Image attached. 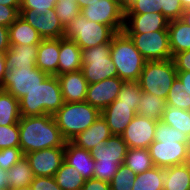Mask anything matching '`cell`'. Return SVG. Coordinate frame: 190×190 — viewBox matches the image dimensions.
<instances>
[{"mask_svg": "<svg viewBox=\"0 0 190 190\" xmlns=\"http://www.w3.org/2000/svg\"><path fill=\"white\" fill-rule=\"evenodd\" d=\"M167 106L190 111V95L182 91V82L176 77L166 98Z\"/></svg>", "mask_w": 190, "mask_h": 190, "instance_id": "d590c367", "label": "cell"}, {"mask_svg": "<svg viewBox=\"0 0 190 190\" xmlns=\"http://www.w3.org/2000/svg\"><path fill=\"white\" fill-rule=\"evenodd\" d=\"M9 47V28L0 25V53L5 54Z\"/></svg>", "mask_w": 190, "mask_h": 190, "instance_id": "c3c4849f", "label": "cell"}, {"mask_svg": "<svg viewBox=\"0 0 190 190\" xmlns=\"http://www.w3.org/2000/svg\"><path fill=\"white\" fill-rule=\"evenodd\" d=\"M82 68V49L73 41L60 38L58 75L80 71Z\"/></svg>", "mask_w": 190, "mask_h": 190, "instance_id": "603a6c76", "label": "cell"}, {"mask_svg": "<svg viewBox=\"0 0 190 190\" xmlns=\"http://www.w3.org/2000/svg\"><path fill=\"white\" fill-rule=\"evenodd\" d=\"M181 20L190 26V8H187L184 10V12L182 13V17Z\"/></svg>", "mask_w": 190, "mask_h": 190, "instance_id": "db71d44e", "label": "cell"}, {"mask_svg": "<svg viewBox=\"0 0 190 190\" xmlns=\"http://www.w3.org/2000/svg\"><path fill=\"white\" fill-rule=\"evenodd\" d=\"M111 43L100 44L82 50L81 71L88 85L117 77L116 66L111 58Z\"/></svg>", "mask_w": 190, "mask_h": 190, "instance_id": "9c48e42d", "label": "cell"}, {"mask_svg": "<svg viewBox=\"0 0 190 190\" xmlns=\"http://www.w3.org/2000/svg\"><path fill=\"white\" fill-rule=\"evenodd\" d=\"M54 10L64 28L81 13L76 0H57Z\"/></svg>", "mask_w": 190, "mask_h": 190, "instance_id": "8d00e7d4", "label": "cell"}, {"mask_svg": "<svg viewBox=\"0 0 190 190\" xmlns=\"http://www.w3.org/2000/svg\"><path fill=\"white\" fill-rule=\"evenodd\" d=\"M8 28L10 45H39L43 40L41 35L20 15Z\"/></svg>", "mask_w": 190, "mask_h": 190, "instance_id": "d4e9b609", "label": "cell"}, {"mask_svg": "<svg viewBox=\"0 0 190 190\" xmlns=\"http://www.w3.org/2000/svg\"><path fill=\"white\" fill-rule=\"evenodd\" d=\"M123 80L112 77L88 85L86 102L102 112L107 106L117 99Z\"/></svg>", "mask_w": 190, "mask_h": 190, "instance_id": "2e32d148", "label": "cell"}, {"mask_svg": "<svg viewBox=\"0 0 190 190\" xmlns=\"http://www.w3.org/2000/svg\"><path fill=\"white\" fill-rule=\"evenodd\" d=\"M35 177H53L64 162V147H52L25 155Z\"/></svg>", "mask_w": 190, "mask_h": 190, "instance_id": "9a60e30c", "label": "cell"}, {"mask_svg": "<svg viewBox=\"0 0 190 190\" xmlns=\"http://www.w3.org/2000/svg\"><path fill=\"white\" fill-rule=\"evenodd\" d=\"M38 45H10L4 54L7 69L35 68Z\"/></svg>", "mask_w": 190, "mask_h": 190, "instance_id": "cb8c5ba5", "label": "cell"}, {"mask_svg": "<svg viewBox=\"0 0 190 190\" xmlns=\"http://www.w3.org/2000/svg\"><path fill=\"white\" fill-rule=\"evenodd\" d=\"M30 187L32 190H62L57 185L54 177L49 176L34 177Z\"/></svg>", "mask_w": 190, "mask_h": 190, "instance_id": "ee69618b", "label": "cell"}, {"mask_svg": "<svg viewBox=\"0 0 190 190\" xmlns=\"http://www.w3.org/2000/svg\"><path fill=\"white\" fill-rule=\"evenodd\" d=\"M20 13L14 8L0 4V25L9 27L12 25Z\"/></svg>", "mask_w": 190, "mask_h": 190, "instance_id": "f6af8a7d", "label": "cell"}, {"mask_svg": "<svg viewBox=\"0 0 190 190\" xmlns=\"http://www.w3.org/2000/svg\"><path fill=\"white\" fill-rule=\"evenodd\" d=\"M19 125H0V149L8 147H19Z\"/></svg>", "mask_w": 190, "mask_h": 190, "instance_id": "ab89813d", "label": "cell"}, {"mask_svg": "<svg viewBox=\"0 0 190 190\" xmlns=\"http://www.w3.org/2000/svg\"><path fill=\"white\" fill-rule=\"evenodd\" d=\"M64 102L75 103L86 100L88 82L83 72L76 71L57 75Z\"/></svg>", "mask_w": 190, "mask_h": 190, "instance_id": "d6986e66", "label": "cell"}, {"mask_svg": "<svg viewBox=\"0 0 190 190\" xmlns=\"http://www.w3.org/2000/svg\"><path fill=\"white\" fill-rule=\"evenodd\" d=\"M81 190H111L110 183L95 178L85 180Z\"/></svg>", "mask_w": 190, "mask_h": 190, "instance_id": "7dc6e473", "label": "cell"}, {"mask_svg": "<svg viewBox=\"0 0 190 190\" xmlns=\"http://www.w3.org/2000/svg\"><path fill=\"white\" fill-rule=\"evenodd\" d=\"M136 174L124 164H121L110 182L111 190H132Z\"/></svg>", "mask_w": 190, "mask_h": 190, "instance_id": "74e56055", "label": "cell"}, {"mask_svg": "<svg viewBox=\"0 0 190 190\" xmlns=\"http://www.w3.org/2000/svg\"><path fill=\"white\" fill-rule=\"evenodd\" d=\"M169 20L157 12L125 14L123 31L126 34H144L168 29Z\"/></svg>", "mask_w": 190, "mask_h": 190, "instance_id": "e0dca14e", "label": "cell"}, {"mask_svg": "<svg viewBox=\"0 0 190 190\" xmlns=\"http://www.w3.org/2000/svg\"><path fill=\"white\" fill-rule=\"evenodd\" d=\"M112 136L109 126L100 115L85 131L70 140L76 147L90 151L100 141L108 140Z\"/></svg>", "mask_w": 190, "mask_h": 190, "instance_id": "44dd1931", "label": "cell"}, {"mask_svg": "<svg viewBox=\"0 0 190 190\" xmlns=\"http://www.w3.org/2000/svg\"><path fill=\"white\" fill-rule=\"evenodd\" d=\"M90 21L111 27L116 33L123 31L125 9L120 0H99L81 9Z\"/></svg>", "mask_w": 190, "mask_h": 190, "instance_id": "7c38bea8", "label": "cell"}, {"mask_svg": "<svg viewBox=\"0 0 190 190\" xmlns=\"http://www.w3.org/2000/svg\"><path fill=\"white\" fill-rule=\"evenodd\" d=\"M184 9L190 8V0H180Z\"/></svg>", "mask_w": 190, "mask_h": 190, "instance_id": "9f6ffc18", "label": "cell"}, {"mask_svg": "<svg viewBox=\"0 0 190 190\" xmlns=\"http://www.w3.org/2000/svg\"><path fill=\"white\" fill-rule=\"evenodd\" d=\"M20 16L30 24L43 39L64 38V30L61 21L56 16L55 10L39 14L32 9H20Z\"/></svg>", "mask_w": 190, "mask_h": 190, "instance_id": "4fadbf2b", "label": "cell"}, {"mask_svg": "<svg viewBox=\"0 0 190 190\" xmlns=\"http://www.w3.org/2000/svg\"><path fill=\"white\" fill-rule=\"evenodd\" d=\"M9 190H32V189L29 185V186H23V187L10 188Z\"/></svg>", "mask_w": 190, "mask_h": 190, "instance_id": "680465c9", "label": "cell"}, {"mask_svg": "<svg viewBox=\"0 0 190 190\" xmlns=\"http://www.w3.org/2000/svg\"><path fill=\"white\" fill-rule=\"evenodd\" d=\"M101 112L86 101L64 105L53 115L63 138L70 141L77 134L89 128Z\"/></svg>", "mask_w": 190, "mask_h": 190, "instance_id": "8992f818", "label": "cell"}, {"mask_svg": "<svg viewBox=\"0 0 190 190\" xmlns=\"http://www.w3.org/2000/svg\"><path fill=\"white\" fill-rule=\"evenodd\" d=\"M57 0H21L20 9H32L41 13H47L54 9Z\"/></svg>", "mask_w": 190, "mask_h": 190, "instance_id": "7bdbcfd3", "label": "cell"}, {"mask_svg": "<svg viewBox=\"0 0 190 190\" xmlns=\"http://www.w3.org/2000/svg\"><path fill=\"white\" fill-rule=\"evenodd\" d=\"M133 0H120L121 6L125 9Z\"/></svg>", "mask_w": 190, "mask_h": 190, "instance_id": "6f0895ef", "label": "cell"}, {"mask_svg": "<svg viewBox=\"0 0 190 190\" xmlns=\"http://www.w3.org/2000/svg\"><path fill=\"white\" fill-rule=\"evenodd\" d=\"M157 121L138 114L131 120L121 137L128 148H149L154 141Z\"/></svg>", "mask_w": 190, "mask_h": 190, "instance_id": "5bb4252c", "label": "cell"}, {"mask_svg": "<svg viewBox=\"0 0 190 190\" xmlns=\"http://www.w3.org/2000/svg\"><path fill=\"white\" fill-rule=\"evenodd\" d=\"M128 150L127 143L120 135H112L100 141L89 152L95 160L93 178L111 182L118 168L123 164Z\"/></svg>", "mask_w": 190, "mask_h": 190, "instance_id": "5b68a950", "label": "cell"}, {"mask_svg": "<svg viewBox=\"0 0 190 190\" xmlns=\"http://www.w3.org/2000/svg\"><path fill=\"white\" fill-rule=\"evenodd\" d=\"M60 38L43 39L37 48L36 67L48 75H58Z\"/></svg>", "mask_w": 190, "mask_h": 190, "instance_id": "ffe728a7", "label": "cell"}, {"mask_svg": "<svg viewBox=\"0 0 190 190\" xmlns=\"http://www.w3.org/2000/svg\"><path fill=\"white\" fill-rule=\"evenodd\" d=\"M162 14L169 20L181 19L184 8L180 0H161Z\"/></svg>", "mask_w": 190, "mask_h": 190, "instance_id": "b9f144b4", "label": "cell"}, {"mask_svg": "<svg viewBox=\"0 0 190 190\" xmlns=\"http://www.w3.org/2000/svg\"><path fill=\"white\" fill-rule=\"evenodd\" d=\"M0 4L14 7L19 12L21 7V0H0Z\"/></svg>", "mask_w": 190, "mask_h": 190, "instance_id": "f5cc1de1", "label": "cell"}, {"mask_svg": "<svg viewBox=\"0 0 190 190\" xmlns=\"http://www.w3.org/2000/svg\"><path fill=\"white\" fill-rule=\"evenodd\" d=\"M7 73L6 61L3 53H0V87L2 85L4 76Z\"/></svg>", "mask_w": 190, "mask_h": 190, "instance_id": "816d5d0a", "label": "cell"}, {"mask_svg": "<svg viewBox=\"0 0 190 190\" xmlns=\"http://www.w3.org/2000/svg\"><path fill=\"white\" fill-rule=\"evenodd\" d=\"M64 103L57 76L48 75L40 85L19 99L20 115L24 117L54 115Z\"/></svg>", "mask_w": 190, "mask_h": 190, "instance_id": "3957f363", "label": "cell"}, {"mask_svg": "<svg viewBox=\"0 0 190 190\" xmlns=\"http://www.w3.org/2000/svg\"><path fill=\"white\" fill-rule=\"evenodd\" d=\"M169 45L172 57L183 51L190 50V26L181 19L169 21Z\"/></svg>", "mask_w": 190, "mask_h": 190, "instance_id": "484cf974", "label": "cell"}, {"mask_svg": "<svg viewBox=\"0 0 190 190\" xmlns=\"http://www.w3.org/2000/svg\"><path fill=\"white\" fill-rule=\"evenodd\" d=\"M24 157L20 147H8L0 149V168L9 170L14 164Z\"/></svg>", "mask_w": 190, "mask_h": 190, "instance_id": "60d3db41", "label": "cell"}, {"mask_svg": "<svg viewBox=\"0 0 190 190\" xmlns=\"http://www.w3.org/2000/svg\"><path fill=\"white\" fill-rule=\"evenodd\" d=\"M47 76L48 74L38 67L7 69L0 89L9 92L19 100L40 85Z\"/></svg>", "mask_w": 190, "mask_h": 190, "instance_id": "8fae6325", "label": "cell"}, {"mask_svg": "<svg viewBox=\"0 0 190 190\" xmlns=\"http://www.w3.org/2000/svg\"><path fill=\"white\" fill-rule=\"evenodd\" d=\"M177 77L182 82V91L190 95V72H177Z\"/></svg>", "mask_w": 190, "mask_h": 190, "instance_id": "681fc988", "label": "cell"}, {"mask_svg": "<svg viewBox=\"0 0 190 190\" xmlns=\"http://www.w3.org/2000/svg\"><path fill=\"white\" fill-rule=\"evenodd\" d=\"M19 100L0 89V125H13L20 121Z\"/></svg>", "mask_w": 190, "mask_h": 190, "instance_id": "83f0119b", "label": "cell"}, {"mask_svg": "<svg viewBox=\"0 0 190 190\" xmlns=\"http://www.w3.org/2000/svg\"><path fill=\"white\" fill-rule=\"evenodd\" d=\"M172 60L177 72H190V50L175 54Z\"/></svg>", "mask_w": 190, "mask_h": 190, "instance_id": "bcb514c9", "label": "cell"}, {"mask_svg": "<svg viewBox=\"0 0 190 190\" xmlns=\"http://www.w3.org/2000/svg\"><path fill=\"white\" fill-rule=\"evenodd\" d=\"M123 164L136 175L154 167V163L147 148H128Z\"/></svg>", "mask_w": 190, "mask_h": 190, "instance_id": "1f68e13d", "label": "cell"}, {"mask_svg": "<svg viewBox=\"0 0 190 190\" xmlns=\"http://www.w3.org/2000/svg\"><path fill=\"white\" fill-rule=\"evenodd\" d=\"M19 125V147L24 156L30 152L52 147H65L63 138L53 115L21 116Z\"/></svg>", "mask_w": 190, "mask_h": 190, "instance_id": "7a4b0ae2", "label": "cell"}, {"mask_svg": "<svg viewBox=\"0 0 190 190\" xmlns=\"http://www.w3.org/2000/svg\"><path fill=\"white\" fill-rule=\"evenodd\" d=\"M162 13L161 0H133L126 8L125 14Z\"/></svg>", "mask_w": 190, "mask_h": 190, "instance_id": "f35d334b", "label": "cell"}, {"mask_svg": "<svg viewBox=\"0 0 190 190\" xmlns=\"http://www.w3.org/2000/svg\"><path fill=\"white\" fill-rule=\"evenodd\" d=\"M166 106V99L143 92L137 114L160 121Z\"/></svg>", "mask_w": 190, "mask_h": 190, "instance_id": "f1b7e54d", "label": "cell"}, {"mask_svg": "<svg viewBox=\"0 0 190 190\" xmlns=\"http://www.w3.org/2000/svg\"><path fill=\"white\" fill-rule=\"evenodd\" d=\"M115 34L111 27L90 21L81 13L64 30V38L73 40L82 50L111 43Z\"/></svg>", "mask_w": 190, "mask_h": 190, "instance_id": "52a82bcc", "label": "cell"}, {"mask_svg": "<svg viewBox=\"0 0 190 190\" xmlns=\"http://www.w3.org/2000/svg\"><path fill=\"white\" fill-rule=\"evenodd\" d=\"M142 93L138 81H124L116 100L118 104L134 105L138 109Z\"/></svg>", "mask_w": 190, "mask_h": 190, "instance_id": "e575fe53", "label": "cell"}, {"mask_svg": "<svg viewBox=\"0 0 190 190\" xmlns=\"http://www.w3.org/2000/svg\"><path fill=\"white\" fill-rule=\"evenodd\" d=\"M111 58L117 77L123 81H138L146 60L136 49L133 40L124 32H117L111 41Z\"/></svg>", "mask_w": 190, "mask_h": 190, "instance_id": "277c9868", "label": "cell"}, {"mask_svg": "<svg viewBox=\"0 0 190 190\" xmlns=\"http://www.w3.org/2000/svg\"><path fill=\"white\" fill-rule=\"evenodd\" d=\"M64 161L77 169L85 180L93 178L95 160L88 150L76 147L70 141H66Z\"/></svg>", "mask_w": 190, "mask_h": 190, "instance_id": "7402d4cb", "label": "cell"}, {"mask_svg": "<svg viewBox=\"0 0 190 190\" xmlns=\"http://www.w3.org/2000/svg\"><path fill=\"white\" fill-rule=\"evenodd\" d=\"M53 177L62 190H81L85 183V179L78 170L65 161Z\"/></svg>", "mask_w": 190, "mask_h": 190, "instance_id": "f546056e", "label": "cell"}, {"mask_svg": "<svg viewBox=\"0 0 190 190\" xmlns=\"http://www.w3.org/2000/svg\"><path fill=\"white\" fill-rule=\"evenodd\" d=\"M136 114L137 108L134 105L118 104V100L113 101L101 112L111 134L120 136Z\"/></svg>", "mask_w": 190, "mask_h": 190, "instance_id": "ac0fdd59", "label": "cell"}, {"mask_svg": "<svg viewBox=\"0 0 190 190\" xmlns=\"http://www.w3.org/2000/svg\"><path fill=\"white\" fill-rule=\"evenodd\" d=\"M160 121L178 129L190 139V111L166 106Z\"/></svg>", "mask_w": 190, "mask_h": 190, "instance_id": "836d02e7", "label": "cell"}, {"mask_svg": "<svg viewBox=\"0 0 190 190\" xmlns=\"http://www.w3.org/2000/svg\"><path fill=\"white\" fill-rule=\"evenodd\" d=\"M127 35L133 40L136 49L146 61L172 59L168 30Z\"/></svg>", "mask_w": 190, "mask_h": 190, "instance_id": "30bf717a", "label": "cell"}, {"mask_svg": "<svg viewBox=\"0 0 190 190\" xmlns=\"http://www.w3.org/2000/svg\"><path fill=\"white\" fill-rule=\"evenodd\" d=\"M163 190H190V162L164 169Z\"/></svg>", "mask_w": 190, "mask_h": 190, "instance_id": "4316f807", "label": "cell"}, {"mask_svg": "<svg viewBox=\"0 0 190 190\" xmlns=\"http://www.w3.org/2000/svg\"><path fill=\"white\" fill-rule=\"evenodd\" d=\"M148 149L154 166L159 168L190 162V139L162 121H157L154 141Z\"/></svg>", "mask_w": 190, "mask_h": 190, "instance_id": "6da1fadb", "label": "cell"}, {"mask_svg": "<svg viewBox=\"0 0 190 190\" xmlns=\"http://www.w3.org/2000/svg\"><path fill=\"white\" fill-rule=\"evenodd\" d=\"M9 180L7 178V170L0 168V190H9Z\"/></svg>", "mask_w": 190, "mask_h": 190, "instance_id": "f907efd6", "label": "cell"}, {"mask_svg": "<svg viewBox=\"0 0 190 190\" xmlns=\"http://www.w3.org/2000/svg\"><path fill=\"white\" fill-rule=\"evenodd\" d=\"M176 77L172 59L146 61L138 82L143 92L166 99Z\"/></svg>", "mask_w": 190, "mask_h": 190, "instance_id": "ba28073f", "label": "cell"}, {"mask_svg": "<svg viewBox=\"0 0 190 190\" xmlns=\"http://www.w3.org/2000/svg\"><path fill=\"white\" fill-rule=\"evenodd\" d=\"M164 168H153L137 174L132 190H163Z\"/></svg>", "mask_w": 190, "mask_h": 190, "instance_id": "d6a6232c", "label": "cell"}, {"mask_svg": "<svg viewBox=\"0 0 190 190\" xmlns=\"http://www.w3.org/2000/svg\"><path fill=\"white\" fill-rule=\"evenodd\" d=\"M76 1H77L79 8L82 9L88 5H91L92 3L96 2V1H99V0H76Z\"/></svg>", "mask_w": 190, "mask_h": 190, "instance_id": "11a10c76", "label": "cell"}, {"mask_svg": "<svg viewBox=\"0 0 190 190\" xmlns=\"http://www.w3.org/2000/svg\"><path fill=\"white\" fill-rule=\"evenodd\" d=\"M34 177L33 170L25 156L7 170L10 188L29 186Z\"/></svg>", "mask_w": 190, "mask_h": 190, "instance_id": "4dcf8cb0", "label": "cell"}]
</instances>
